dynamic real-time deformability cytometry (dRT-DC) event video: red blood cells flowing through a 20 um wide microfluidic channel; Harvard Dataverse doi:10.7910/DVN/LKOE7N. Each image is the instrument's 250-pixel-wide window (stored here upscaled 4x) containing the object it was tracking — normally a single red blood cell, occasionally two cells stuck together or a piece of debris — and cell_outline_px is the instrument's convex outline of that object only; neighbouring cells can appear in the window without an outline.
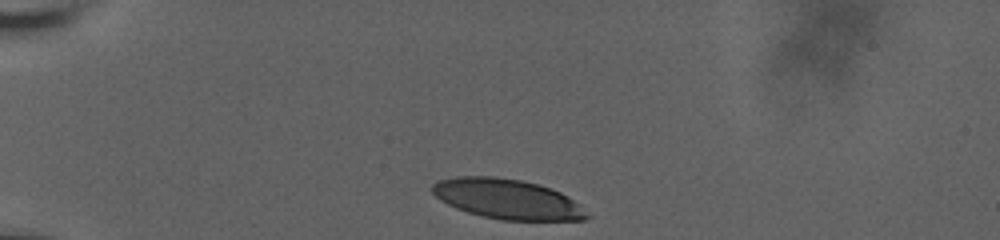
{"species": "human", "species_latin": "Homo sapiens", "temperature_condition": "room temperature", "stored_images_in_passage": 11, "camera_frame_rate_fps": 3000, "um_per_image_px": 0.085, "donor": {"sex": "male"}, "frame": {"image": 1, "passage_image": 1, "time_ms": 0.0, "image_size_px": [1000, 240], "cell_outline_px": [[592, 216], [584, 220], [500, 220], [468, 212], [456, 208], [440, 200], [432, 192], [432, 184], [436, 180], [456, 176], [496, 176], [520, 180], [536, 184], [560, 192], [568, 196], [580, 204]], "centroid_in_image_um": [43.12, 16.92], "position_along_channel_um": 41.9, "area_um2": 36.07}}
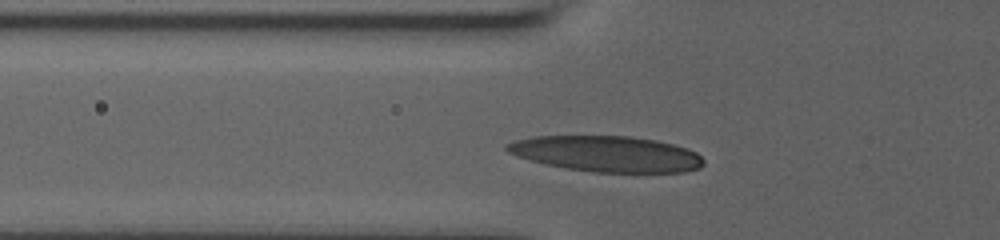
{"frame": {"image": 2, "passage_image": 7, "time_ms": 2.333, "image_size_px": [1000, 240], "cell_outline_px": [[704, 164], [700, 168], [684, 172], [592, 172], [568, 168], [548, 164], [516, 156], [508, 152], [504, 148], [504, 144], [516, 140], [532, 136], [628, 136], [656, 140], [688, 148], [696, 152], [704, 160]], "centroid_in_image_um": [51.57, 13.07], "position_along_channel_um": 74.2, "area_um2": 40.98}}
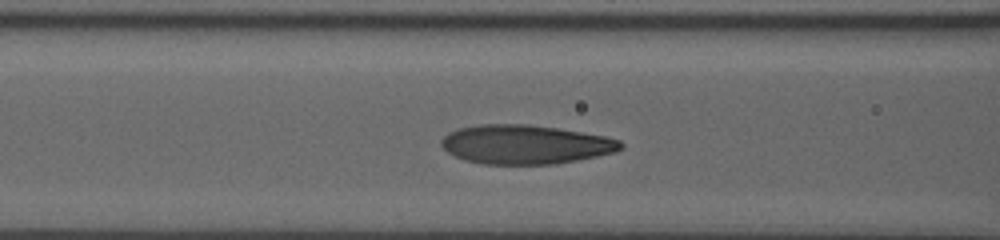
{"frame": {"image": 3, "passage_image": 10, "time_ms": 3.667, "image_size_px": [1000, 240], "cell_outline_px": [[624, 148], [616, 152], [556, 164], [484, 164], [464, 160], [448, 152], [440, 144], [440, 140], [448, 132], [456, 128], [480, 124], [528, 124], [556, 128], [604, 136], [620, 140], [624, 144]], "centroid_in_image_um": [44.64, 12.27], "position_along_channel_um": 122.0, "area_um2": 40.92}}